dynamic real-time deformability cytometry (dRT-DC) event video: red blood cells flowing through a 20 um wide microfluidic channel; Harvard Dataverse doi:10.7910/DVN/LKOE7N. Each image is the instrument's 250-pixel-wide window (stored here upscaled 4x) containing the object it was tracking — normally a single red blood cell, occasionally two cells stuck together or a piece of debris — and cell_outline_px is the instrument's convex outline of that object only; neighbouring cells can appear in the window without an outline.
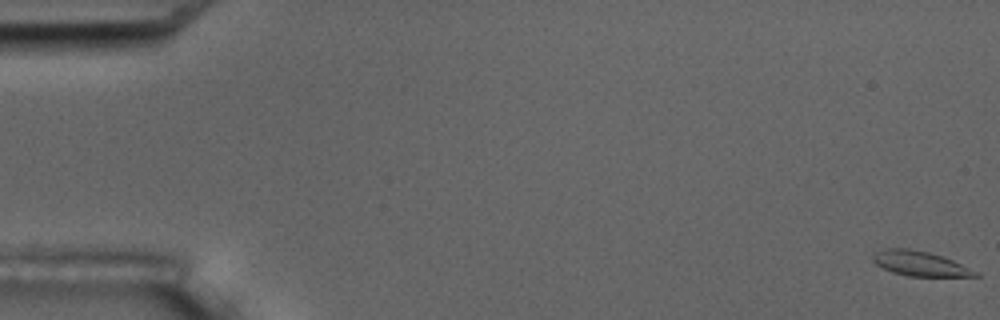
{"species": "common noctule bat (a hibernating species)", "species_latin": "Nyctalus noctula", "temperature_condition": "room temperature", "stored_images_in_passage": 6, "camera_frame_rate_fps": 3000, "um_per_image_px": 0.085, "animal": {"sex": "male", "body_mass_g": 17.5, "forearm_length_mm": 52.3}, "frame": {"image": 1, "passage_image": 1, "time_ms": 0.0, "image_size_px": [1000, 320], "cell_outline_px": [[980, 276], [908, 276], [892, 272], [876, 264], [872, 260], [872, 256], [876, 252], [884, 248], [908, 248], [928, 252], [952, 260], [980, 272]], "centroid_in_image_um": [78.19, 22.4], "position_along_channel_um": 6.8, "area_um2": 14.68}}
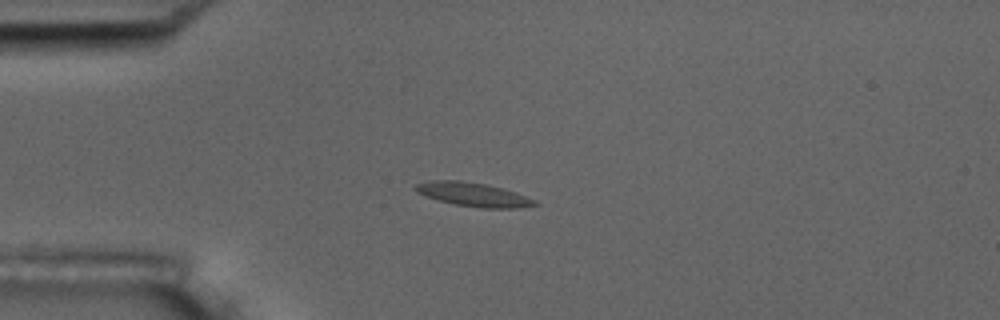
{"frame": {"image": 2, "passage_image": 5, "time_ms": 4.667, "image_size_px": [1000, 320], "cell_outline_px": [[540, 204], [516, 208], [480, 208], [456, 204], [440, 200], [416, 192], [412, 188], [416, 184], [428, 180], [460, 180], [488, 184], [504, 188], [516, 192], [536, 200]], "centroid_in_image_um": [40.24, 16.51], "position_along_channel_um": 44.8, "area_um2": 16.65}}